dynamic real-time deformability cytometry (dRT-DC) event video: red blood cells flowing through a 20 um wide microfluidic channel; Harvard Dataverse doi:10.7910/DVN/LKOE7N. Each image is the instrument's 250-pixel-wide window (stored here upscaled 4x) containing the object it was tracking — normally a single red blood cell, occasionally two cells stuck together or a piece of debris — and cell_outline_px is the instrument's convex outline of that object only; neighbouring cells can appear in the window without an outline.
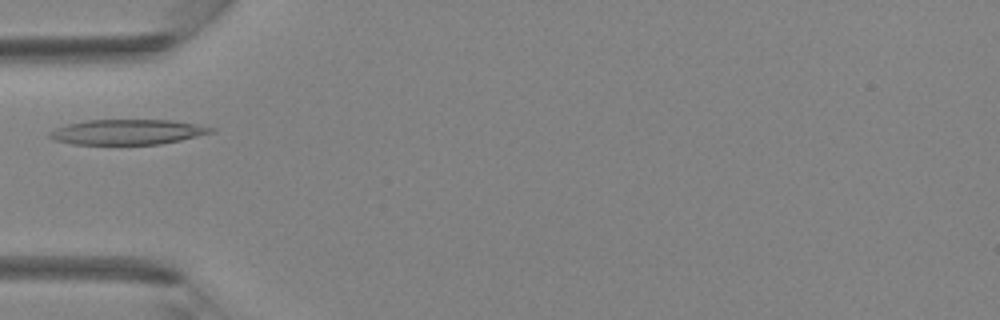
{"species": "Egyptian fruit bat (a non-hibernating species)", "species_latin": "Rousettus aegyptiacus", "temperature_condition": "room temperature", "stored_images_in_passage": 3, "camera_frame_rate_fps": 3000, "um_per_image_px": 0.085, "animal": {"sex": "female"}, "frame": {"image": 1, "passage_image": 3, "time_ms": 3.0, "image_size_px": [1000, 320], "cell_outline_px": [[216, 128], [212, 132], [180, 140], [160, 144], [72, 144], [52, 140], [48, 136], [48, 132], [56, 128], [68, 124], [84, 120], [172, 120], [196, 124]], "centroid_in_image_um": [10.78, 11.22], "position_along_channel_um": 74.2, "area_um2": 23.58}}